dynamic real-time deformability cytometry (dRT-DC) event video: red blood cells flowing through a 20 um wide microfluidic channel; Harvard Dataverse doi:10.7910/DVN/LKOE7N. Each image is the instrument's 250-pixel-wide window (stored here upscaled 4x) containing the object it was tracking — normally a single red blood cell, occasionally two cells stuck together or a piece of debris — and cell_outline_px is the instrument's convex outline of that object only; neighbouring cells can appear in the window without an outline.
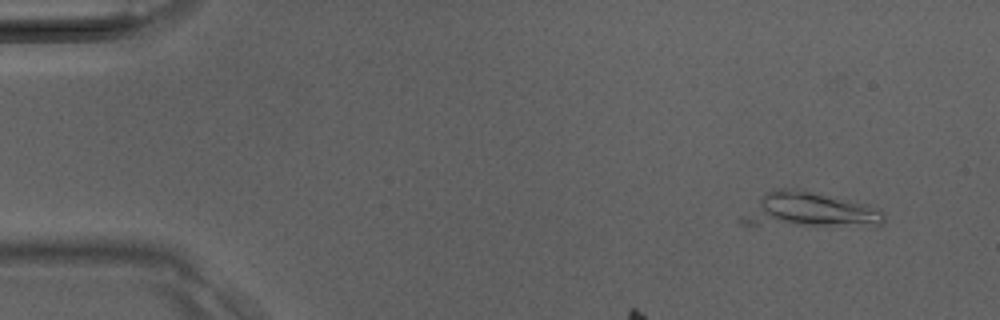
{"species": "Egyptian fruit bat (a non-hibernating species)", "species_latin": "Rousettus aegyptiacus", "temperature_condition": "room temperature", "stored_images_in_passage": 8, "camera_frame_rate_fps": 3000, "um_per_image_px": 0.085, "animal": {"sex": "male"}, "frame": {"image": 1, "passage_image": 8, "time_ms": 2.333, "image_size_px": [1000, 320], "cell_outline_px": [[884, 220], [880, 228], [872, 228], [740, 224], [736, 220], [764, 192], [776, 188], [792, 188], [868, 204], [880, 208], [884, 212]], "centroid_in_image_um": [68.86, 17.91], "position_along_channel_um": 16.1, "area_um2": 30.17}}